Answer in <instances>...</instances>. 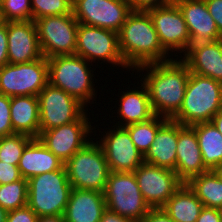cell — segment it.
Returning <instances> with one entry per match:
<instances>
[{
	"label": "cell",
	"mask_w": 222,
	"mask_h": 222,
	"mask_svg": "<svg viewBox=\"0 0 222 222\" xmlns=\"http://www.w3.org/2000/svg\"><path fill=\"white\" fill-rule=\"evenodd\" d=\"M136 70L147 71L140 81L147 88L154 114L171 120L183 103L190 76L188 65L181 58L172 57L169 61L142 65Z\"/></svg>",
	"instance_id": "cell-1"
},
{
	"label": "cell",
	"mask_w": 222,
	"mask_h": 222,
	"mask_svg": "<svg viewBox=\"0 0 222 222\" xmlns=\"http://www.w3.org/2000/svg\"><path fill=\"white\" fill-rule=\"evenodd\" d=\"M118 39L120 53L129 71L172 59L162 48L148 11L132 10L118 32Z\"/></svg>",
	"instance_id": "cell-2"
},
{
	"label": "cell",
	"mask_w": 222,
	"mask_h": 222,
	"mask_svg": "<svg viewBox=\"0 0 222 222\" xmlns=\"http://www.w3.org/2000/svg\"><path fill=\"white\" fill-rule=\"evenodd\" d=\"M222 109V83L190 72L179 112L171 119L185 126L211 122Z\"/></svg>",
	"instance_id": "cell-3"
},
{
	"label": "cell",
	"mask_w": 222,
	"mask_h": 222,
	"mask_svg": "<svg viewBox=\"0 0 222 222\" xmlns=\"http://www.w3.org/2000/svg\"><path fill=\"white\" fill-rule=\"evenodd\" d=\"M47 62L52 86L64 90L84 106L96 97L92 78L94 70L86 59L78 55H64L47 58Z\"/></svg>",
	"instance_id": "cell-4"
},
{
	"label": "cell",
	"mask_w": 222,
	"mask_h": 222,
	"mask_svg": "<svg viewBox=\"0 0 222 222\" xmlns=\"http://www.w3.org/2000/svg\"><path fill=\"white\" fill-rule=\"evenodd\" d=\"M72 186L65 166L28 179L27 205L41 216L64 215Z\"/></svg>",
	"instance_id": "cell-5"
},
{
	"label": "cell",
	"mask_w": 222,
	"mask_h": 222,
	"mask_svg": "<svg viewBox=\"0 0 222 222\" xmlns=\"http://www.w3.org/2000/svg\"><path fill=\"white\" fill-rule=\"evenodd\" d=\"M64 166L72 188L104 193L110 170L98 141H89Z\"/></svg>",
	"instance_id": "cell-6"
},
{
	"label": "cell",
	"mask_w": 222,
	"mask_h": 222,
	"mask_svg": "<svg viewBox=\"0 0 222 222\" xmlns=\"http://www.w3.org/2000/svg\"><path fill=\"white\" fill-rule=\"evenodd\" d=\"M104 199L109 210L139 222L151 209L144 200L134 172L110 171Z\"/></svg>",
	"instance_id": "cell-7"
},
{
	"label": "cell",
	"mask_w": 222,
	"mask_h": 222,
	"mask_svg": "<svg viewBox=\"0 0 222 222\" xmlns=\"http://www.w3.org/2000/svg\"><path fill=\"white\" fill-rule=\"evenodd\" d=\"M34 23L45 58L75 55L79 23L72 13L42 17L34 20Z\"/></svg>",
	"instance_id": "cell-8"
},
{
	"label": "cell",
	"mask_w": 222,
	"mask_h": 222,
	"mask_svg": "<svg viewBox=\"0 0 222 222\" xmlns=\"http://www.w3.org/2000/svg\"><path fill=\"white\" fill-rule=\"evenodd\" d=\"M48 83V62L44 56L28 63H8L0 68V93L9 97L38 96Z\"/></svg>",
	"instance_id": "cell-9"
},
{
	"label": "cell",
	"mask_w": 222,
	"mask_h": 222,
	"mask_svg": "<svg viewBox=\"0 0 222 222\" xmlns=\"http://www.w3.org/2000/svg\"><path fill=\"white\" fill-rule=\"evenodd\" d=\"M75 55L88 62L102 60L129 69L120 53L118 33L104 28L79 23Z\"/></svg>",
	"instance_id": "cell-10"
},
{
	"label": "cell",
	"mask_w": 222,
	"mask_h": 222,
	"mask_svg": "<svg viewBox=\"0 0 222 222\" xmlns=\"http://www.w3.org/2000/svg\"><path fill=\"white\" fill-rule=\"evenodd\" d=\"M40 133L77 121L88 110L64 90L48 83L38 94Z\"/></svg>",
	"instance_id": "cell-11"
},
{
	"label": "cell",
	"mask_w": 222,
	"mask_h": 222,
	"mask_svg": "<svg viewBox=\"0 0 222 222\" xmlns=\"http://www.w3.org/2000/svg\"><path fill=\"white\" fill-rule=\"evenodd\" d=\"M131 7L128 0H72L78 23L119 32Z\"/></svg>",
	"instance_id": "cell-12"
},
{
	"label": "cell",
	"mask_w": 222,
	"mask_h": 222,
	"mask_svg": "<svg viewBox=\"0 0 222 222\" xmlns=\"http://www.w3.org/2000/svg\"><path fill=\"white\" fill-rule=\"evenodd\" d=\"M87 115L85 112L77 121L45 130L39 134L38 139L65 164L93 139L88 137L93 128Z\"/></svg>",
	"instance_id": "cell-13"
},
{
	"label": "cell",
	"mask_w": 222,
	"mask_h": 222,
	"mask_svg": "<svg viewBox=\"0 0 222 222\" xmlns=\"http://www.w3.org/2000/svg\"><path fill=\"white\" fill-rule=\"evenodd\" d=\"M134 174L144 200L151 208H162L183 184L175 171L146 162Z\"/></svg>",
	"instance_id": "cell-14"
},
{
	"label": "cell",
	"mask_w": 222,
	"mask_h": 222,
	"mask_svg": "<svg viewBox=\"0 0 222 222\" xmlns=\"http://www.w3.org/2000/svg\"><path fill=\"white\" fill-rule=\"evenodd\" d=\"M162 48L170 54L172 51L187 52L191 39L183 14L176 3L148 10Z\"/></svg>",
	"instance_id": "cell-15"
},
{
	"label": "cell",
	"mask_w": 222,
	"mask_h": 222,
	"mask_svg": "<svg viewBox=\"0 0 222 222\" xmlns=\"http://www.w3.org/2000/svg\"><path fill=\"white\" fill-rule=\"evenodd\" d=\"M105 133L98 144L105 154L109 170L134 172L144 162V155L136 148L128 131L115 126Z\"/></svg>",
	"instance_id": "cell-16"
},
{
	"label": "cell",
	"mask_w": 222,
	"mask_h": 222,
	"mask_svg": "<svg viewBox=\"0 0 222 222\" xmlns=\"http://www.w3.org/2000/svg\"><path fill=\"white\" fill-rule=\"evenodd\" d=\"M7 38L8 63H28L43 56L33 20L8 21Z\"/></svg>",
	"instance_id": "cell-17"
},
{
	"label": "cell",
	"mask_w": 222,
	"mask_h": 222,
	"mask_svg": "<svg viewBox=\"0 0 222 222\" xmlns=\"http://www.w3.org/2000/svg\"><path fill=\"white\" fill-rule=\"evenodd\" d=\"M176 154L175 172L183 183L209 171L203 163L198 139L192 126L178 123Z\"/></svg>",
	"instance_id": "cell-18"
},
{
	"label": "cell",
	"mask_w": 222,
	"mask_h": 222,
	"mask_svg": "<svg viewBox=\"0 0 222 222\" xmlns=\"http://www.w3.org/2000/svg\"><path fill=\"white\" fill-rule=\"evenodd\" d=\"M175 3L183 14L191 44L222 39L215 21L207 9L205 0H176Z\"/></svg>",
	"instance_id": "cell-19"
},
{
	"label": "cell",
	"mask_w": 222,
	"mask_h": 222,
	"mask_svg": "<svg viewBox=\"0 0 222 222\" xmlns=\"http://www.w3.org/2000/svg\"><path fill=\"white\" fill-rule=\"evenodd\" d=\"M183 57L190 72L210 77L222 83V39L190 44Z\"/></svg>",
	"instance_id": "cell-20"
},
{
	"label": "cell",
	"mask_w": 222,
	"mask_h": 222,
	"mask_svg": "<svg viewBox=\"0 0 222 222\" xmlns=\"http://www.w3.org/2000/svg\"><path fill=\"white\" fill-rule=\"evenodd\" d=\"M105 209L103 192L72 188L63 216L65 222H99Z\"/></svg>",
	"instance_id": "cell-21"
},
{
	"label": "cell",
	"mask_w": 222,
	"mask_h": 222,
	"mask_svg": "<svg viewBox=\"0 0 222 222\" xmlns=\"http://www.w3.org/2000/svg\"><path fill=\"white\" fill-rule=\"evenodd\" d=\"M178 123L168 120L158 131L144 155V162L175 171Z\"/></svg>",
	"instance_id": "cell-22"
},
{
	"label": "cell",
	"mask_w": 222,
	"mask_h": 222,
	"mask_svg": "<svg viewBox=\"0 0 222 222\" xmlns=\"http://www.w3.org/2000/svg\"><path fill=\"white\" fill-rule=\"evenodd\" d=\"M64 163L47 149L38 138L24 148L18 164L22 178L30 179L46 172L60 170Z\"/></svg>",
	"instance_id": "cell-23"
},
{
	"label": "cell",
	"mask_w": 222,
	"mask_h": 222,
	"mask_svg": "<svg viewBox=\"0 0 222 222\" xmlns=\"http://www.w3.org/2000/svg\"><path fill=\"white\" fill-rule=\"evenodd\" d=\"M10 117L14 133L38 138L40 134L38 96L10 97Z\"/></svg>",
	"instance_id": "cell-24"
},
{
	"label": "cell",
	"mask_w": 222,
	"mask_h": 222,
	"mask_svg": "<svg viewBox=\"0 0 222 222\" xmlns=\"http://www.w3.org/2000/svg\"><path fill=\"white\" fill-rule=\"evenodd\" d=\"M140 87L121 94L120 105L118 104L119 108L117 109L118 117L121 120L115 125L125 127L133 123L146 122L155 116L146 86L141 82Z\"/></svg>",
	"instance_id": "cell-25"
},
{
	"label": "cell",
	"mask_w": 222,
	"mask_h": 222,
	"mask_svg": "<svg viewBox=\"0 0 222 222\" xmlns=\"http://www.w3.org/2000/svg\"><path fill=\"white\" fill-rule=\"evenodd\" d=\"M162 208L175 222H196L204 205L183 183Z\"/></svg>",
	"instance_id": "cell-26"
},
{
	"label": "cell",
	"mask_w": 222,
	"mask_h": 222,
	"mask_svg": "<svg viewBox=\"0 0 222 222\" xmlns=\"http://www.w3.org/2000/svg\"><path fill=\"white\" fill-rule=\"evenodd\" d=\"M198 139L202 160L208 170L222 162V134L212 122L192 125Z\"/></svg>",
	"instance_id": "cell-27"
},
{
	"label": "cell",
	"mask_w": 222,
	"mask_h": 222,
	"mask_svg": "<svg viewBox=\"0 0 222 222\" xmlns=\"http://www.w3.org/2000/svg\"><path fill=\"white\" fill-rule=\"evenodd\" d=\"M204 207H222V179L213 171L193 177L186 183Z\"/></svg>",
	"instance_id": "cell-28"
},
{
	"label": "cell",
	"mask_w": 222,
	"mask_h": 222,
	"mask_svg": "<svg viewBox=\"0 0 222 222\" xmlns=\"http://www.w3.org/2000/svg\"><path fill=\"white\" fill-rule=\"evenodd\" d=\"M169 119L155 115L146 122H139L126 125L124 128L128 131L136 148L145 155L150 149L157 131Z\"/></svg>",
	"instance_id": "cell-29"
},
{
	"label": "cell",
	"mask_w": 222,
	"mask_h": 222,
	"mask_svg": "<svg viewBox=\"0 0 222 222\" xmlns=\"http://www.w3.org/2000/svg\"><path fill=\"white\" fill-rule=\"evenodd\" d=\"M28 180L22 178L13 183L0 185V207L12 211L27 205Z\"/></svg>",
	"instance_id": "cell-30"
},
{
	"label": "cell",
	"mask_w": 222,
	"mask_h": 222,
	"mask_svg": "<svg viewBox=\"0 0 222 222\" xmlns=\"http://www.w3.org/2000/svg\"><path fill=\"white\" fill-rule=\"evenodd\" d=\"M33 138L25 134H13L0 137V161L17 165L25 146Z\"/></svg>",
	"instance_id": "cell-31"
},
{
	"label": "cell",
	"mask_w": 222,
	"mask_h": 222,
	"mask_svg": "<svg viewBox=\"0 0 222 222\" xmlns=\"http://www.w3.org/2000/svg\"><path fill=\"white\" fill-rule=\"evenodd\" d=\"M32 20L72 13V0H31Z\"/></svg>",
	"instance_id": "cell-32"
},
{
	"label": "cell",
	"mask_w": 222,
	"mask_h": 222,
	"mask_svg": "<svg viewBox=\"0 0 222 222\" xmlns=\"http://www.w3.org/2000/svg\"><path fill=\"white\" fill-rule=\"evenodd\" d=\"M2 21L32 20L31 0H0Z\"/></svg>",
	"instance_id": "cell-33"
},
{
	"label": "cell",
	"mask_w": 222,
	"mask_h": 222,
	"mask_svg": "<svg viewBox=\"0 0 222 222\" xmlns=\"http://www.w3.org/2000/svg\"><path fill=\"white\" fill-rule=\"evenodd\" d=\"M10 117V97L0 93V137L13 135Z\"/></svg>",
	"instance_id": "cell-34"
},
{
	"label": "cell",
	"mask_w": 222,
	"mask_h": 222,
	"mask_svg": "<svg viewBox=\"0 0 222 222\" xmlns=\"http://www.w3.org/2000/svg\"><path fill=\"white\" fill-rule=\"evenodd\" d=\"M37 214L28 206L25 205L18 209L8 211L6 222H37Z\"/></svg>",
	"instance_id": "cell-35"
},
{
	"label": "cell",
	"mask_w": 222,
	"mask_h": 222,
	"mask_svg": "<svg viewBox=\"0 0 222 222\" xmlns=\"http://www.w3.org/2000/svg\"><path fill=\"white\" fill-rule=\"evenodd\" d=\"M22 176L17 165L0 161V185L21 180Z\"/></svg>",
	"instance_id": "cell-36"
},
{
	"label": "cell",
	"mask_w": 222,
	"mask_h": 222,
	"mask_svg": "<svg viewBox=\"0 0 222 222\" xmlns=\"http://www.w3.org/2000/svg\"><path fill=\"white\" fill-rule=\"evenodd\" d=\"M175 1L176 0H128L133 11H148L153 8L173 4Z\"/></svg>",
	"instance_id": "cell-37"
},
{
	"label": "cell",
	"mask_w": 222,
	"mask_h": 222,
	"mask_svg": "<svg viewBox=\"0 0 222 222\" xmlns=\"http://www.w3.org/2000/svg\"><path fill=\"white\" fill-rule=\"evenodd\" d=\"M205 3L219 33L222 35V0H205Z\"/></svg>",
	"instance_id": "cell-38"
},
{
	"label": "cell",
	"mask_w": 222,
	"mask_h": 222,
	"mask_svg": "<svg viewBox=\"0 0 222 222\" xmlns=\"http://www.w3.org/2000/svg\"><path fill=\"white\" fill-rule=\"evenodd\" d=\"M8 64L7 22L0 23V68Z\"/></svg>",
	"instance_id": "cell-39"
},
{
	"label": "cell",
	"mask_w": 222,
	"mask_h": 222,
	"mask_svg": "<svg viewBox=\"0 0 222 222\" xmlns=\"http://www.w3.org/2000/svg\"><path fill=\"white\" fill-rule=\"evenodd\" d=\"M140 222H175L163 208H151Z\"/></svg>",
	"instance_id": "cell-40"
},
{
	"label": "cell",
	"mask_w": 222,
	"mask_h": 222,
	"mask_svg": "<svg viewBox=\"0 0 222 222\" xmlns=\"http://www.w3.org/2000/svg\"><path fill=\"white\" fill-rule=\"evenodd\" d=\"M196 222H222L219 209L204 207Z\"/></svg>",
	"instance_id": "cell-41"
},
{
	"label": "cell",
	"mask_w": 222,
	"mask_h": 222,
	"mask_svg": "<svg viewBox=\"0 0 222 222\" xmlns=\"http://www.w3.org/2000/svg\"><path fill=\"white\" fill-rule=\"evenodd\" d=\"M99 222H139L129 218L122 217L119 214L106 208L102 213L101 220Z\"/></svg>",
	"instance_id": "cell-42"
},
{
	"label": "cell",
	"mask_w": 222,
	"mask_h": 222,
	"mask_svg": "<svg viewBox=\"0 0 222 222\" xmlns=\"http://www.w3.org/2000/svg\"><path fill=\"white\" fill-rule=\"evenodd\" d=\"M37 222H65L63 215L57 216H41Z\"/></svg>",
	"instance_id": "cell-43"
},
{
	"label": "cell",
	"mask_w": 222,
	"mask_h": 222,
	"mask_svg": "<svg viewBox=\"0 0 222 222\" xmlns=\"http://www.w3.org/2000/svg\"><path fill=\"white\" fill-rule=\"evenodd\" d=\"M217 130L222 134V109L213 117L211 121Z\"/></svg>",
	"instance_id": "cell-44"
},
{
	"label": "cell",
	"mask_w": 222,
	"mask_h": 222,
	"mask_svg": "<svg viewBox=\"0 0 222 222\" xmlns=\"http://www.w3.org/2000/svg\"><path fill=\"white\" fill-rule=\"evenodd\" d=\"M7 211L0 207V222H6Z\"/></svg>",
	"instance_id": "cell-45"
},
{
	"label": "cell",
	"mask_w": 222,
	"mask_h": 222,
	"mask_svg": "<svg viewBox=\"0 0 222 222\" xmlns=\"http://www.w3.org/2000/svg\"><path fill=\"white\" fill-rule=\"evenodd\" d=\"M213 171L222 179V162Z\"/></svg>",
	"instance_id": "cell-46"
},
{
	"label": "cell",
	"mask_w": 222,
	"mask_h": 222,
	"mask_svg": "<svg viewBox=\"0 0 222 222\" xmlns=\"http://www.w3.org/2000/svg\"><path fill=\"white\" fill-rule=\"evenodd\" d=\"M220 216H221V221H222V207L219 208Z\"/></svg>",
	"instance_id": "cell-47"
}]
</instances>
